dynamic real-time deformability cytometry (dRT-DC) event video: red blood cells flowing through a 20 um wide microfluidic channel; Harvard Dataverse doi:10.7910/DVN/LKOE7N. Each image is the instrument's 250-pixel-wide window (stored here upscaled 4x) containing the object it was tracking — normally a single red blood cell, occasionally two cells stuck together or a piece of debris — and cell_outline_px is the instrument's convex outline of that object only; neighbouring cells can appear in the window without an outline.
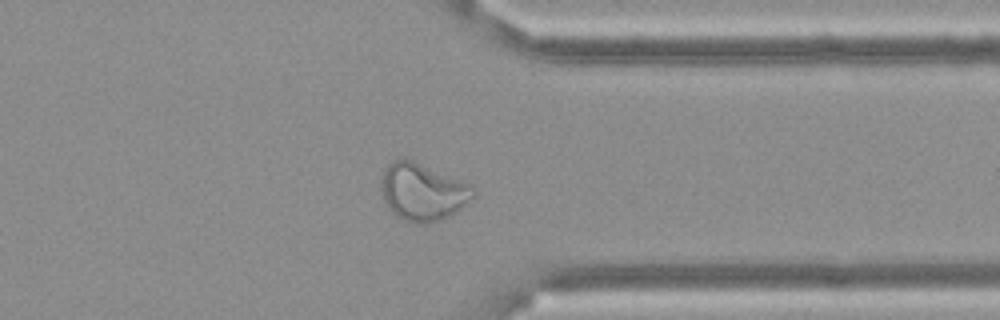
{"species": "Egyptian fruit bat (a non-hibernating species)", "species_latin": "Rousettus aegyptiacus", "temperature_condition": "cold", "stored_images_in_passage": 59, "camera_frame_rate_fps": 3000, "um_per_image_px": 0.085, "frame": {"image": 1, "passage_image": 46, "time_ms": 15.0, "image_size_px": [1000, 320], "cell_outline_px": [[476, 192], [456, 212], [440, 220], [428, 224], [416, 224], [404, 220], [388, 208], [384, 200], [384, 172], [392, 160], [412, 160], [472, 184]], "centroid_in_image_um": [35.98, 16.34], "position_along_channel_um": 375.4, "area_um2": 30.0}}
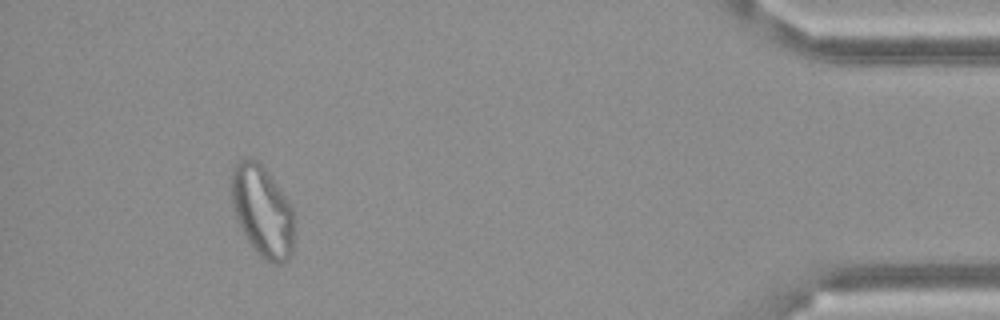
{"frame": {"image": 2, "passage_image": 54, "time_ms": 17.667, "image_size_px": [1000, 320], "cell_outline_px": [[296, 232], [292, 252], [280, 264], [272, 264], [264, 260], [252, 248], [240, 228], [236, 220], [232, 204], [232, 168], [244, 156], [248, 156], [256, 160], [264, 168], [280, 188], [292, 208]], "centroid_in_image_um": [22.31, 17.97], "position_along_channel_um": 412.9, "area_um2": 33.76}}